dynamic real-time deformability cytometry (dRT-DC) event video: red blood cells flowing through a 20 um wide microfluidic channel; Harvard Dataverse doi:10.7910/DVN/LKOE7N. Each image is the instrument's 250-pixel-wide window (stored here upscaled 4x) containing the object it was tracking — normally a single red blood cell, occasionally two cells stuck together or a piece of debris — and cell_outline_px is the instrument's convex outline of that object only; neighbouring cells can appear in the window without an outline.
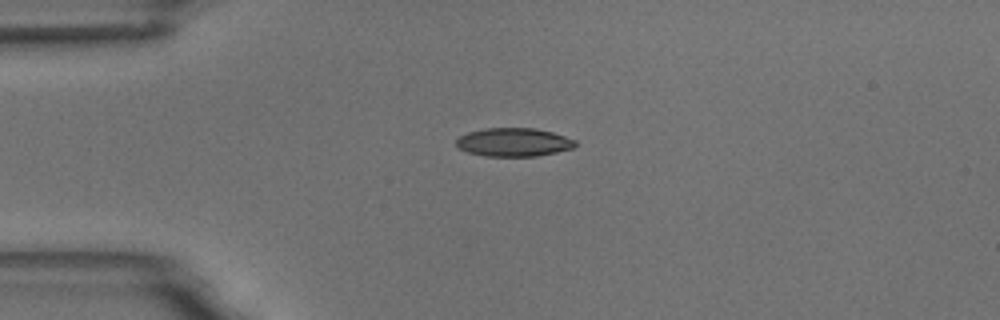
{"species": "common noctule bat (a hibernating species)", "species_latin": "Nyctalus noctula", "temperature_condition": "room temperature", "stored_images_in_passage": 2, "camera_frame_rate_fps": 3000, "um_per_image_px": 0.085, "animal": {"sex": "male", "body_mass_g": 18.8}, "frame": {"image": 1, "passage_image": 1, "time_ms": 0.0, "image_size_px": [1000, 320], "cell_outline_px": [[576, 144], [572, 148], [556, 152], [536, 156], [484, 156], [468, 152], [460, 148], [456, 144], [456, 140], [460, 136], [468, 132], [484, 128], [536, 128], [552, 132], [576, 140]], "centroid_in_image_um": [43.66, 12.08], "position_along_channel_um": 41.3, "area_um2": 19.65}}